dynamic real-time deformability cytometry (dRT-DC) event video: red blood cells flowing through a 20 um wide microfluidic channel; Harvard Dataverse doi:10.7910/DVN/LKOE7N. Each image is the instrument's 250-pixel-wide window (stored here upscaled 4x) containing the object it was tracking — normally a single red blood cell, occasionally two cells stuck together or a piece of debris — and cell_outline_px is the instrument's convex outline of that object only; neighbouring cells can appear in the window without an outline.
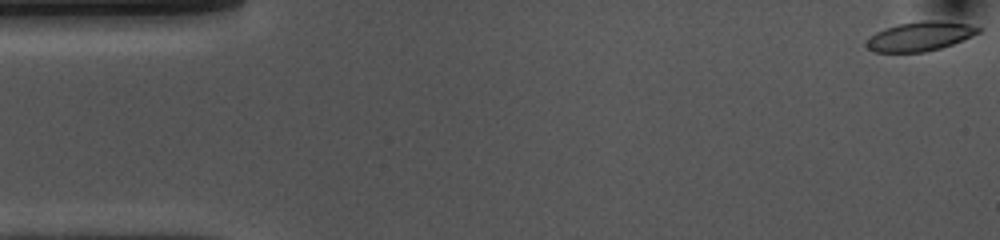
{"species": "common noctule bat (a hibernating species)", "species_latin": "Nyctalus noctula", "temperature_condition": "cold", "stored_images_in_passage": 55, "camera_frame_rate_fps": 3000, "um_per_image_px": 0.085, "animal": {"sex": "female", "body_mass_g": 10.0, "forearm_length_mm": 53.1}, "frame": {"image": 1, "passage_image": 1, "time_ms": 0.0, "image_size_px": [1000, 240], "cell_outline_px": [[980, 32], [972, 36], [952, 44], [940, 48], [924, 52], [872, 52], [864, 44], [864, 40], [876, 32], [896, 24], [920, 20], [940, 20], [968, 24], [980, 28]], "centroid_in_image_um": [78.15, 3.08], "position_along_channel_um": 6.9, "area_um2": 19.25}}
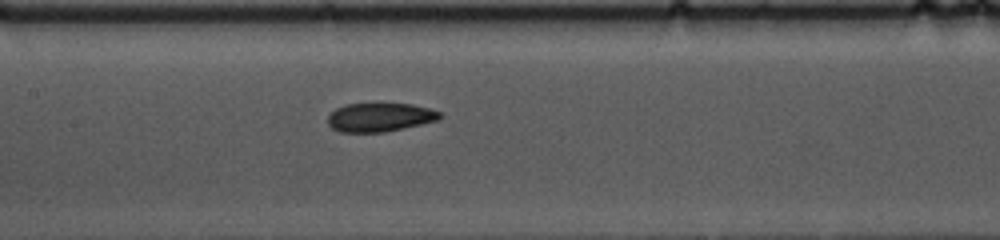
{"frame": {"image": 2, "passage_image": 25, "time_ms": 8.0, "image_size_px": [1000, 240], "cell_outline_px": [[444, 116], [440, 120], [404, 128], [384, 132], [340, 132], [332, 128], [328, 124], [328, 116], [336, 108], [344, 104], [412, 104], [428, 108], [440, 112]], "centroid_in_image_um": [32.31, 9.97], "position_along_channel_um": 175.1, "area_um2": 18.79}}
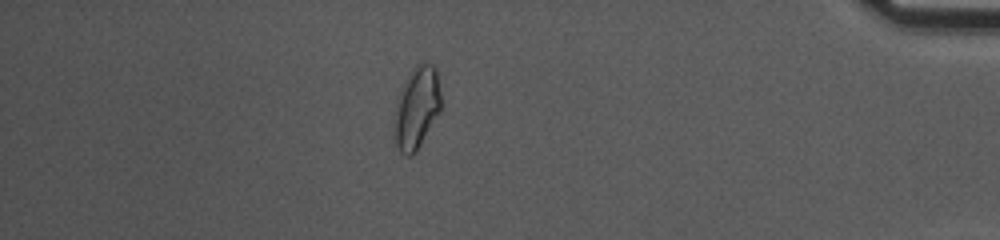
{"frame": {"image": 3, "passage_image": 48, "time_ms": 15.667, "image_size_px": [1000, 240], "cell_outline_px": [[440, 112], [416, 152], [412, 156], [404, 156], [400, 152], [396, 144], [392, 120], [396, 100], [404, 80], [412, 68], [420, 60], [432, 64], [436, 68], [440, 96]], "centroid_in_image_um": [35.38, 9.15], "position_along_channel_um": 399.8, "area_um2": 22.89}, "authors_computed_cell_mechanics": {"area_um2": 19.7098, "velocity_mm_per_s": 3.5377, "shape_relaxation_time_tau1_ms": 5.804, "shape_relaxation_time_tau2_ms": 2.7818, "deformation_change_tau1": 0.1519, "deformation_change_tau2": 0.0844}}